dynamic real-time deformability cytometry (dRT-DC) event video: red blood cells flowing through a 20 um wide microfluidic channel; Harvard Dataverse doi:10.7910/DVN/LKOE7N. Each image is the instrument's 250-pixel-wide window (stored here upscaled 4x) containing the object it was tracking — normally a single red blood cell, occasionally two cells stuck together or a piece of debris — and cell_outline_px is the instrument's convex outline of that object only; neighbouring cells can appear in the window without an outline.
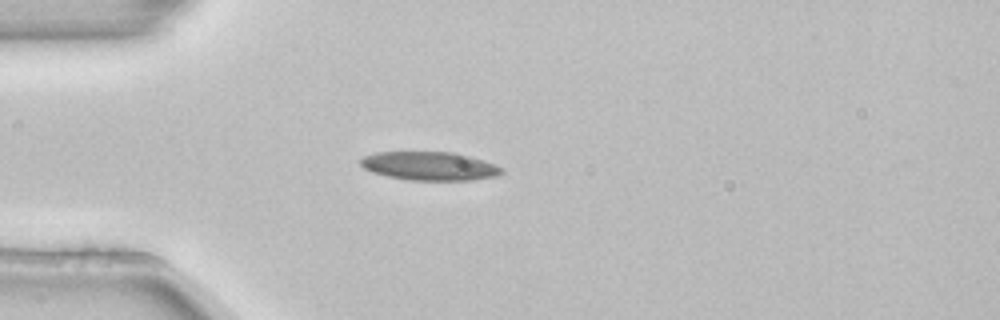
{"species": "common noctule bat (a hibernating species)", "species_latin": "Nyctalus noctula", "temperature_condition": "room temperature", "stored_images_in_passage": 1, "camera_frame_rate_fps": 3000, "um_per_image_px": 0.085, "animal": {"sex": "female", "body_mass_g": 22.7, "forearm_length_mm": 54.2}, "frame": {"image": 1, "passage_image": 1, "time_ms": 0.0, "image_size_px": [1000, 320], "cell_outline_px": [[504, 172], [496, 176], [472, 180], [408, 180], [388, 176], [372, 172], [364, 168], [360, 164], [360, 160], [364, 156], [376, 152], [456, 152], [484, 160], [504, 168]], "centroid_in_image_um": [36.54, 14.11], "position_along_channel_um": 48.5, "area_um2": 23.58}}